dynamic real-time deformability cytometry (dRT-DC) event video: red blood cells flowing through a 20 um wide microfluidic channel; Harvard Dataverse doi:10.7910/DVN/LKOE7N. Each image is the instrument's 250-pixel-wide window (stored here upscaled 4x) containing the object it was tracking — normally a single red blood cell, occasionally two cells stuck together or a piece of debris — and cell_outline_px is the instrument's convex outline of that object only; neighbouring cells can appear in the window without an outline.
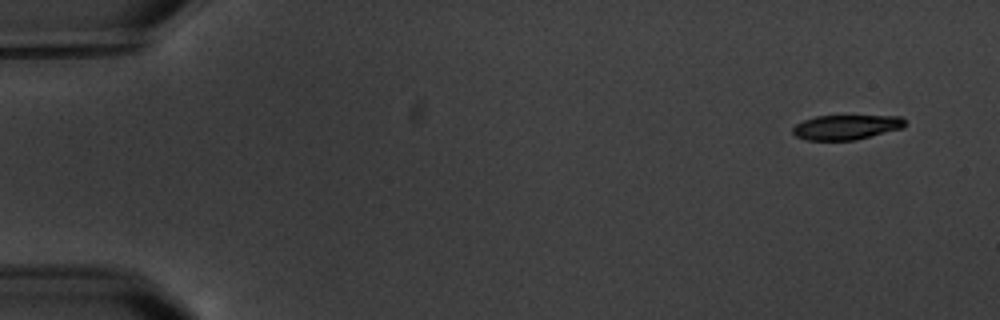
{"species": "common noctule bat (a hibernating species)", "species_latin": "Nyctalus noctula", "temperature_condition": "warm", "stored_images_in_passage": 5, "camera_frame_rate_fps": 3000, "um_per_image_px": 0.085, "animal": {"sex": "male", "body_mass_g": 20.1, "forearm_length_mm": 53.5}, "frame": {"image": 1, "passage_image": 1, "time_ms": 0.0, "image_size_px": [1000, 320], "cell_outline_px": [[904, 128], [852, 140], [808, 140], [796, 136], [792, 132], [792, 128], [796, 124], [804, 120], [816, 116], [900, 116], [904, 120]], "centroid_in_image_um": [71.9, 10.81], "position_along_channel_um": 13.1, "area_um2": 15.95}}
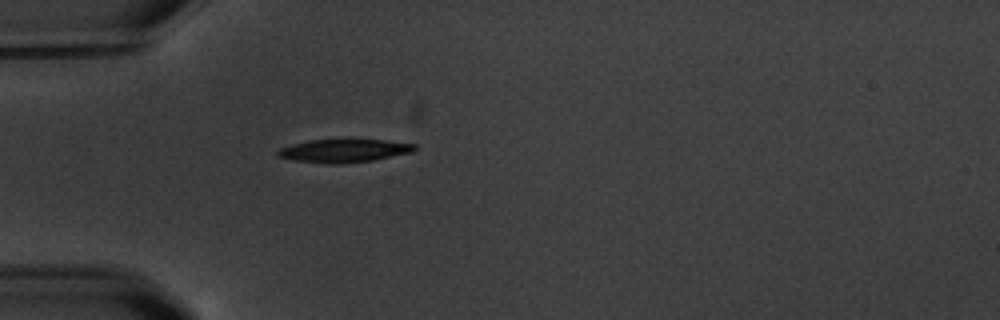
{"frame": {"image": 2, "passage_image": 5, "time_ms": 4.667, "image_size_px": [1000, 320], "cell_outline_px": [[416, 148], [412, 152], [372, 160], [340, 164], [328, 164], [292, 160], [276, 156], [276, 152], [280, 148], [292, 144], [308, 140], [348, 136], [384, 140], [416, 144]], "centroid_in_image_um": [29.2, 12.76], "position_along_channel_um": 55.8, "area_um2": 19.48}}